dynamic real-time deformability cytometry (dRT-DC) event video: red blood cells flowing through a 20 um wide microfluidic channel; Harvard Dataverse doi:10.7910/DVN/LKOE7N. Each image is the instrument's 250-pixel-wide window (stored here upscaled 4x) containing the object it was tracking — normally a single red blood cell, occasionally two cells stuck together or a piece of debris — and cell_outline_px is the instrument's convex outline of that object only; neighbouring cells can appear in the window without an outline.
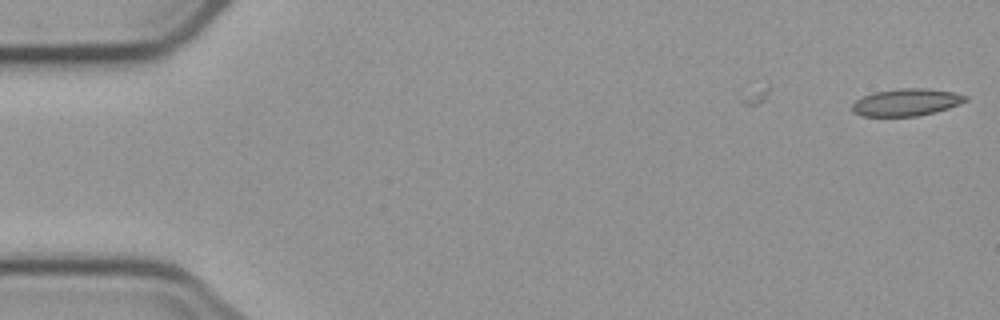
{"species": "common noctule bat (a hibernating species)", "species_latin": "Nyctalus noctula", "temperature_condition": "cold", "stored_images_in_passage": 5, "camera_frame_rate_fps": 3000, "um_per_image_px": 0.085, "animal": {"sex": "male", "body_mass_g": 23.1, "forearm_length_mm": 52.7}, "frame": {"image": 1, "passage_image": 1, "time_ms": 0.0, "image_size_px": [1000, 320], "cell_outline_px": [[968, 100], [960, 104], [948, 108], [916, 116], [860, 116], [852, 112], [852, 104], [856, 100], [872, 92], [900, 88], [924, 88], [952, 92], [968, 96]], "centroid_in_image_um": [77.01, 8.69], "position_along_channel_um": 8.0, "area_um2": 17.92}}